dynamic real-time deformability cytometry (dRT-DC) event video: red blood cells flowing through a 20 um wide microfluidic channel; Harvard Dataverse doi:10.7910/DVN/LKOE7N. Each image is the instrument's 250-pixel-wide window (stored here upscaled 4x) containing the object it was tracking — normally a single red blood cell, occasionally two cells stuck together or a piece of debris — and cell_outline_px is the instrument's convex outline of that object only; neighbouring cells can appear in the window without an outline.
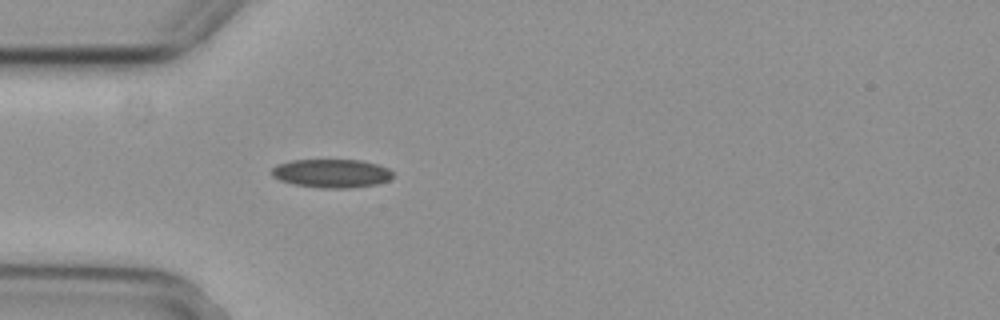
{"species": "common noctule bat (a hibernating species)", "species_latin": "Nyctalus noctula", "temperature_condition": "cold", "stored_images_in_passage": 3, "camera_frame_rate_fps": 3000, "um_per_image_px": 0.085, "animal": {"sex": "female", "body_mass_g": 29.2, "forearm_length_mm": 56.3}, "frame": {"image": 1, "passage_image": 3, "time_ms": 0.667, "image_size_px": [1000, 320], "cell_outline_px": [[392, 176], [388, 180], [376, 184], [348, 188], [320, 188], [292, 184], [280, 180], [272, 176], [272, 168], [276, 164], [292, 160], [360, 160], [376, 164], [388, 168], [392, 172]], "centroid_in_image_um": [28.14, 14.73], "position_along_channel_um": 56.9, "area_um2": 20.11}}